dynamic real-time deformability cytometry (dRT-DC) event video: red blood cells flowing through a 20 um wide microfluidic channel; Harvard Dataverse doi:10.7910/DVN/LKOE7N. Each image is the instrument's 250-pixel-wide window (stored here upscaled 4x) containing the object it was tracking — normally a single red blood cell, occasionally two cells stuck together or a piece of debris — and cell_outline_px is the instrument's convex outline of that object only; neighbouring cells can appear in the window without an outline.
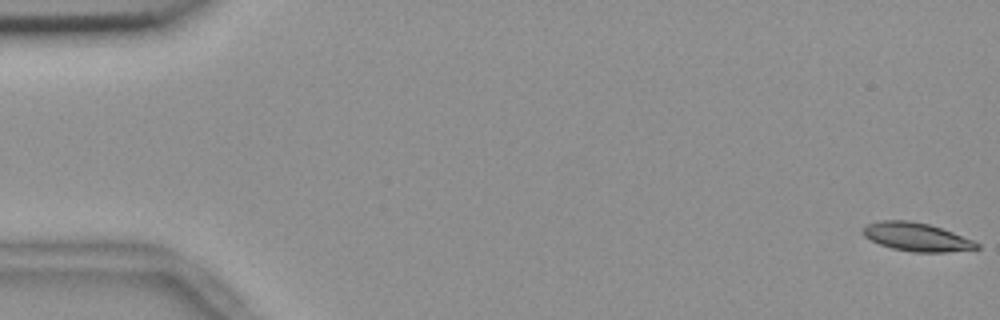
{"species": "common noctule bat (a hibernating species)", "species_latin": "Nyctalus noctula", "temperature_condition": "room temperature", "stored_images_in_passage": 56, "camera_frame_rate_fps": 3000, "um_per_image_px": 0.085, "animal": {"sex": "female", "body_mass_g": 18.4}, "frame": {"image": 1, "passage_image": 1, "time_ms": 0.0, "image_size_px": [1000, 320], "cell_outline_px": [[980, 248], [944, 252], [912, 252], [892, 248], [880, 244], [864, 236], [860, 232], [868, 224], [880, 220], [908, 220], [928, 224], [952, 232], [972, 240], [980, 244]], "centroid_in_image_um": [77.88, 20.14], "position_along_channel_um": 7.1, "area_um2": 18.61}}
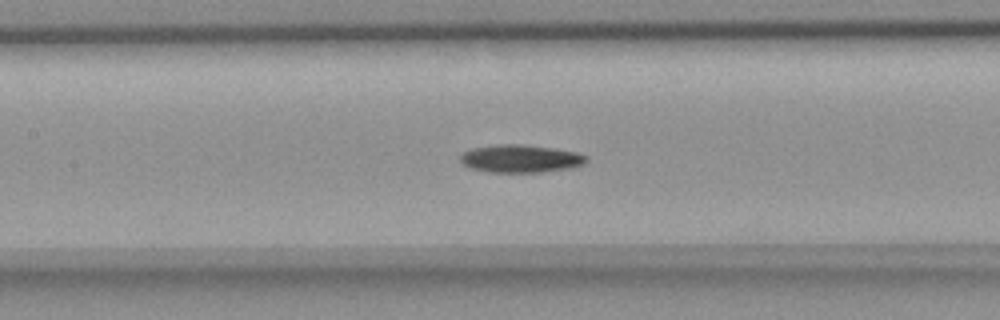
{"frame": {"image": 2, "passage_image": 26, "time_ms": 8.333, "image_size_px": [1000, 320], "cell_outline_px": [[588, 160], [584, 164], [572, 168], [540, 172], [488, 172], [472, 168], [464, 164], [460, 160], [460, 156], [464, 152], [472, 148], [504, 144], [516, 144], [552, 148], [576, 152], [588, 156]], "centroid_in_image_um": [44.29, 13.49], "position_along_channel_um": 163.1, "area_um2": 20.23}}
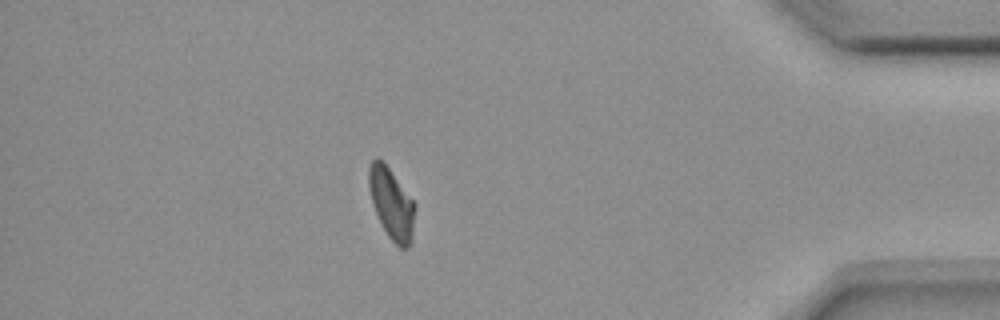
{"frame": {"image": 3, "passage_image": 49, "time_ms": 16.0, "image_size_px": [1000, 320], "cell_outline_px": [[416, 208], [412, 240], [404, 248], [400, 248], [388, 236], [372, 204], [368, 188], [368, 168], [372, 160], [376, 156], [388, 168], [416, 204]], "centroid_in_image_um": [33.28, 17.3], "position_along_channel_um": 401.9, "area_um2": 18.84}}